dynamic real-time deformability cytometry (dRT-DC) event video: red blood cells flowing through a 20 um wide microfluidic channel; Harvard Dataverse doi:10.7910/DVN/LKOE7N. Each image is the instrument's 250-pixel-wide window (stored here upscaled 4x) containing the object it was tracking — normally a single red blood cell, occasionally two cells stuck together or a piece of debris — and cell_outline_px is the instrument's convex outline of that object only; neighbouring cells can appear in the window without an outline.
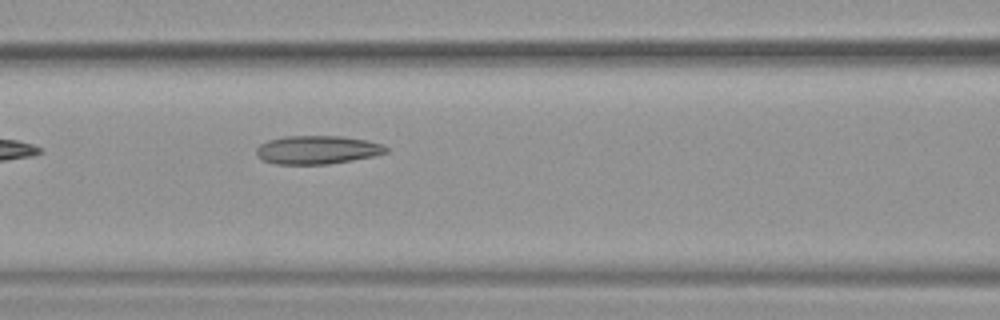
{"species": "common noctule bat (a hibernating species)", "species_latin": "Nyctalus noctula", "temperature_condition": "warm", "stored_images_in_passage": 34, "camera_frame_rate_fps": 3000, "um_per_image_px": 0.085, "animal": {"sex": "female", "body_mass_g": 19.9}, "frame": {"image": 1, "passage_image": 6, "time_ms": 1.667, "image_size_px": [1000, 320], "cell_outline_px": [[388, 152], [372, 156], [352, 160], [328, 164], [276, 164], [264, 160], [256, 156], [256, 148], [260, 144], [268, 140], [284, 136], [340, 136], [368, 140], [384, 144], [388, 148]], "centroid_in_image_um": [26.97, 12.73], "position_along_channel_um": 139.6, "area_um2": 21.56}}
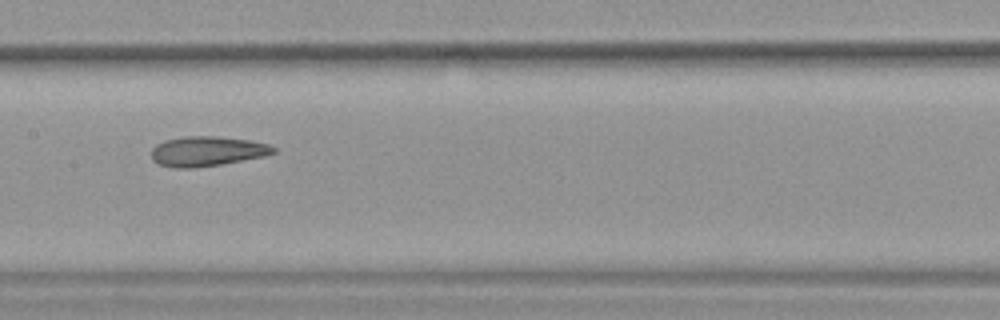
{"frame": {"image": 2, "passage_image": 10, "time_ms": 3.0, "image_size_px": [1000, 320], "cell_outline_px": [[276, 152], [264, 156], [220, 164], [196, 168], [172, 168], [156, 164], [152, 160], [152, 148], [156, 144], [164, 140], [184, 136], [216, 136], [248, 140], [268, 144], [276, 148]], "centroid_in_image_um": [17.55, 12.86], "position_along_channel_um": 189.8, "area_um2": 21.33}}